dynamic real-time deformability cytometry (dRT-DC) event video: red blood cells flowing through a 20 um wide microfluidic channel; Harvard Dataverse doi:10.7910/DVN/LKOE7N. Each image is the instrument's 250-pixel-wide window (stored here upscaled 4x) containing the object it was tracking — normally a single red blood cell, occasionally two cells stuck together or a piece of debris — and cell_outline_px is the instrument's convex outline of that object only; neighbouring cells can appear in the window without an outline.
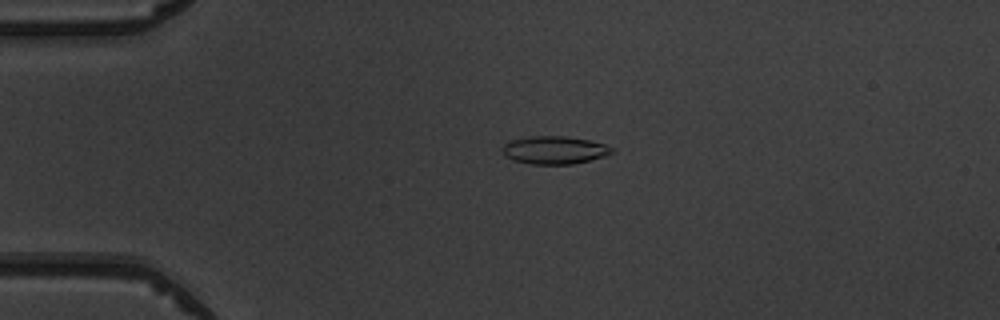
{"species": "common noctule bat (a hibernating species)", "species_latin": "Nyctalus noctula", "temperature_condition": "warm", "stored_images_in_passage": 5, "camera_frame_rate_fps": 3000, "um_per_image_px": 0.085, "animal": {"sex": "male", "body_mass_g": 19.5, "forearm_length_mm": 54.6}, "frame": {"image": 1, "passage_image": 4, "time_ms": 3.333, "image_size_px": [1000, 320], "cell_outline_px": [[616, 152], [604, 156], [572, 164], [532, 164], [512, 160], [504, 156], [504, 144], [512, 140], [532, 136], [564, 136], [588, 140], [604, 144], [616, 148]], "centroid_in_image_um": [47.17, 12.76], "position_along_channel_um": 37.8, "area_um2": 17.69}}